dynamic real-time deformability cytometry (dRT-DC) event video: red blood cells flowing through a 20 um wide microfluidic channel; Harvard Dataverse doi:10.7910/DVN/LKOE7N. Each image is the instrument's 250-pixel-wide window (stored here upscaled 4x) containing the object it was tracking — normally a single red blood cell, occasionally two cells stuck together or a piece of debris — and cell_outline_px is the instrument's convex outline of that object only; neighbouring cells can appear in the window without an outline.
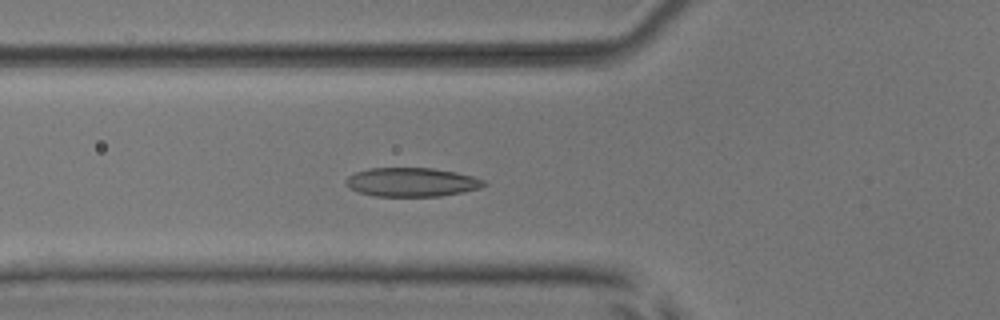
{"species": "common noctule bat (a hibernating species)", "species_latin": "Nyctalus noctula", "temperature_condition": "room temperature", "stored_images_in_passage": 48, "camera_frame_rate_fps": 3000, "um_per_image_px": 0.085, "animal": {"sex": "male", "body_mass_g": 17.9, "forearm_length_mm": 54.2}, "frame": {"image": 1, "passage_image": 15, "time_ms": 4.667, "image_size_px": [1000, 320], "cell_outline_px": [[488, 184], [480, 188], [464, 192], [440, 196], [376, 196], [360, 192], [348, 188], [344, 184], [344, 180], [348, 176], [356, 172], [368, 168], [432, 168], [456, 172], [472, 176], [484, 180]], "centroid_in_image_um": [34.98, 15.48], "position_along_channel_um": 90.8, "area_um2": 23.35}}
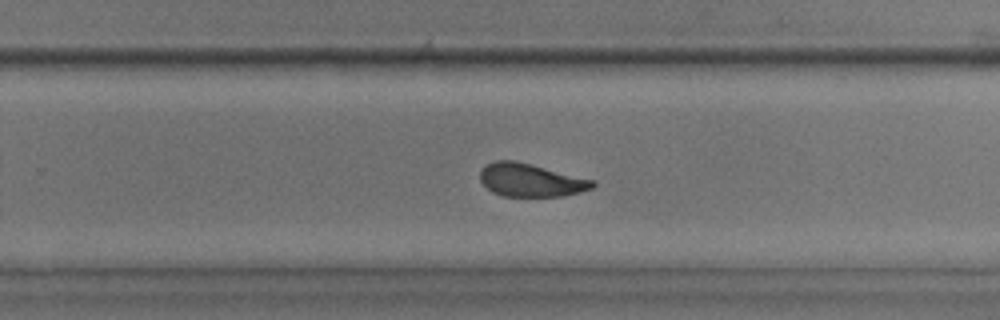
{"frame": {"image": 2, "passage_image": 30, "time_ms": 9.667, "image_size_px": [1000, 320], "cell_outline_px": [[596, 184], [592, 188], [580, 192], [564, 196], [504, 196], [492, 192], [480, 180], [480, 168], [484, 164], [492, 160], [516, 160], [596, 180]], "centroid_in_image_um": [45.1, 15.29], "position_along_channel_um": 284.7, "area_um2": 22.02}}
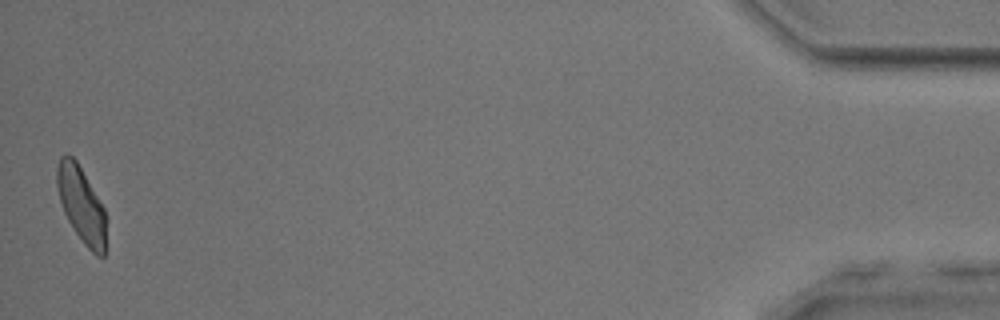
{"frame": {"image": 3, "passage_image": 48, "time_ms": 15.667, "image_size_px": [1000, 320], "cell_outline_px": [[104, 256], [96, 256], [84, 244], [68, 220], [64, 212], [60, 200], [56, 184], [56, 168], [60, 156], [68, 152], [76, 160], [104, 208]], "centroid_in_image_um": [6.87, 17.33], "position_along_channel_um": 428.3, "area_um2": 21.21}, "authors_computed_cell_mechanics": {"area_um2": 22.8888, "velocity_mm_per_s": 3.8888, "shape_relaxation_time_tau1_ms": 3.7747, "shape_relaxation_time_tau2_ms": 1.581, "deformation_change_tau1": 0.1421, "deformation_change_tau2": 0.078}}